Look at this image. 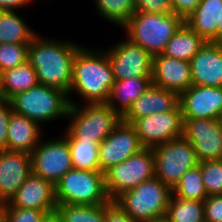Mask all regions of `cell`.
<instances>
[{"label": "cell", "mask_w": 222, "mask_h": 222, "mask_svg": "<svg viewBox=\"0 0 222 222\" xmlns=\"http://www.w3.org/2000/svg\"><path fill=\"white\" fill-rule=\"evenodd\" d=\"M136 12L170 14L173 13L171 0H134Z\"/></svg>", "instance_id": "35"}, {"label": "cell", "mask_w": 222, "mask_h": 222, "mask_svg": "<svg viewBox=\"0 0 222 222\" xmlns=\"http://www.w3.org/2000/svg\"><path fill=\"white\" fill-rule=\"evenodd\" d=\"M0 207L31 208L47 213L56 210L55 185L31 173L9 202Z\"/></svg>", "instance_id": "16"}, {"label": "cell", "mask_w": 222, "mask_h": 222, "mask_svg": "<svg viewBox=\"0 0 222 222\" xmlns=\"http://www.w3.org/2000/svg\"><path fill=\"white\" fill-rule=\"evenodd\" d=\"M115 79L107 52L81 46L73 61L69 95L77 92L86 104L106 103Z\"/></svg>", "instance_id": "2"}, {"label": "cell", "mask_w": 222, "mask_h": 222, "mask_svg": "<svg viewBox=\"0 0 222 222\" xmlns=\"http://www.w3.org/2000/svg\"><path fill=\"white\" fill-rule=\"evenodd\" d=\"M57 204L100 205L111 203L102 171L71 169L55 184Z\"/></svg>", "instance_id": "7"}, {"label": "cell", "mask_w": 222, "mask_h": 222, "mask_svg": "<svg viewBox=\"0 0 222 222\" xmlns=\"http://www.w3.org/2000/svg\"><path fill=\"white\" fill-rule=\"evenodd\" d=\"M151 84V78L115 80L110 89L106 104L122 118L131 108L133 102L136 101Z\"/></svg>", "instance_id": "23"}, {"label": "cell", "mask_w": 222, "mask_h": 222, "mask_svg": "<svg viewBox=\"0 0 222 222\" xmlns=\"http://www.w3.org/2000/svg\"><path fill=\"white\" fill-rule=\"evenodd\" d=\"M99 14L109 22L123 27L136 12L134 0H95Z\"/></svg>", "instance_id": "31"}, {"label": "cell", "mask_w": 222, "mask_h": 222, "mask_svg": "<svg viewBox=\"0 0 222 222\" xmlns=\"http://www.w3.org/2000/svg\"><path fill=\"white\" fill-rule=\"evenodd\" d=\"M105 186L114 201L124 191L155 177V157L152 148L144 147L125 161L104 172Z\"/></svg>", "instance_id": "8"}, {"label": "cell", "mask_w": 222, "mask_h": 222, "mask_svg": "<svg viewBox=\"0 0 222 222\" xmlns=\"http://www.w3.org/2000/svg\"><path fill=\"white\" fill-rule=\"evenodd\" d=\"M0 222H7L6 219L2 216L1 213H0Z\"/></svg>", "instance_id": "44"}, {"label": "cell", "mask_w": 222, "mask_h": 222, "mask_svg": "<svg viewBox=\"0 0 222 222\" xmlns=\"http://www.w3.org/2000/svg\"><path fill=\"white\" fill-rule=\"evenodd\" d=\"M183 24L184 20L174 12H135L122 28L127 32V39L155 56L164 52L169 40Z\"/></svg>", "instance_id": "3"}, {"label": "cell", "mask_w": 222, "mask_h": 222, "mask_svg": "<svg viewBox=\"0 0 222 222\" xmlns=\"http://www.w3.org/2000/svg\"><path fill=\"white\" fill-rule=\"evenodd\" d=\"M81 46L76 42L50 40L37 34L28 47V60L36 69L39 84L70 92L73 61Z\"/></svg>", "instance_id": "1"}, {"label": "cell", "mask_w": 222, "mask_h": 222, "mask_svg": "<svg viewBox=\"0 0 222 222\" xmlns=\"http://www.w3.org/2000/svg\"><path fill=\"white\" fill-rule=\"evenodd\" d=\"M36 35L15 11H0V44L30 43Z\"/></svg>", "instance_id": "26"}, {"label": "cell", "mask_w": 222, "mask_h": 222, "mask_svg": "<svg viewBox=\"0 0 222 222\" xmlns=\"http://www.w3.org/2000/svg\"><path fill=\"white\" fill-rule=\"evenodd\" d=\"M31 173L29 153L0 151V205L10 201Z\"/></svg>", "instance_id": "17"}, {"label": "cell", "mask_w": 222, "mask_h": 222, "mask_svg": "<svg viewBox=\"0 0 222 222\" xmlns=\"http://www.w3.org/2000/svg\"><path fill=\"white\" fill-rule=\"evenodd\" d=\"M190 64L193 85L222 87V43L206 42Z\"/></svg>", "instance_id": "19"}, {"label": "cell", "mask_w": 222, "mask_h": 222, "mask_svg": "<svg viewBox=\"0 0 222 222\" xmlns=\"http://www.w3.org/2000/svg\"><path fill=\"white\" fill-rule=\"evenodd\" d=\"M30 43L0 44V74L28 60V47Z\"/></svg>", "instance_id": "33"}, {"label": "cell", "mask_w": 222, "mask_h": 222, "mask_svg": "<svg viewBox=\"0 0 222 222\" xmlns=\"http://www.w3.org/2000/svg\"><path fill=\"white\" fill-rule=\"evenodd\" d=\"M152 84L180 94L192 86L189 61L171 58L164 54L153 56Z\"/></svg>", "instance_id": "18"}, {"label": "cell", "mask_w": 222, "mask_h": 222, "mask_svg": "<svg viewBox=\"0 0 222 222\" xmlns=\"http://www.w3.org/2000/svg\"><path fill=\"white\" fill-rule=\"evenodd\" d=\"M179 105V94L151 84L150 87L133 102L131 108L122 117L127 123L152 114L173 111Z\"/></svg>", "instance_id": "20"}, {"label": "cell", "mask_w": 222, "mask_h": 222, "mask_svg": "<svg viewBox=\"0 0 222 222\" xmlns=\"http://www.w3.org/2000/svg\"><path fill=\"white\" fill-rule=\"evenodd\" d=\"M36 69L29 60L0 74V99L10 100L16 94L38 85Z\"/></svg>", "instance_id": "24"}, {"label": "cell", "mask_w": 222, "mask_h": 222, "mask_svg": "<svg viewBox=\"0 0 222 222\" xmlns=\"http://www.w3.org/2000/svg\"><path fill=\"white\" fill-rule=\"evenodd\" d=\"M201 0H171L173 12L185 20L197 7Z\"/></svg>", "instance_id": "39"}, {"label": "cell", "mask_w": 222, "mask_h": 222, "mask_svg": "<svg viewBox=\"0 0 222 222\" xmlns=\"http://www.w3.org/2000/svg\"><path fill=\"white\" fill-rule=\"evenodd\" d=\"M222 0H201L184 23L206 42L217 43V26H221Z\"/></svg>", "instance_id": "22"}, {"label": "cell", "mask_w": 222, "mask_h": 222, "mask_svg": "<svg viewBox=\"0 0 222 222\" xmlns=\"http://www.w3.org/2000/svg\"><path fill=\"white\" fill-rule=\"evenodd\" d=\"M205 43L206 41L201 36L184 23L169 40L162 54L190 62Z\"/></svg>", "instance_id": "25"}, {"label": "cell", "mask_w": 222, "mask_h": 222, "mask_svg": "<svg viewBox=\"0 0 222 222\" xmlns=\"http://www.w3.org/2000/svg\"><path fill=\"white\" fill-rule=\"evenodd\" d=\"M182 118L222 119V87L190 86L179 94Z\"/></svg>", "instance_id": "15"}, {"label": "cell", "mask_w": 222, "mask_h": 222, "mask_svg": "<svg viewBox=\"0 0 222 222\" xmlns=\"http://www.w3.org/2000/svg\"><path fill=\"white\" fill-rule=\"evenodd\" d=\"M12 111L10 100L0 99V151L7 147V131Z\"/></svg>", "instance_id": "37"}, {"label": "cell", "mask_w": 222, "mask_h": 222, "mask_svg": "<svg viewBox=\"0 0 222 222\" xmlns=\"http://www.w3.org/2000/svg\"><path fill=\"white\" fill-rule=\"evenodd\" d=\"M74 169L100 171L99 143L87 140H68Z\"/></svg>", "instance_id": "27"}, {"label": "cell", "mask_w": 222, "mask_h": 222, "mask_svg": "<svg viewBox=\"0 0 222 222\" xmlns=\"http://www.w3.org/2000/svg\"><path fill=\"white\" fill-rule=\"evenodd\" d=\"M172 194L184 200L204 201L206 193L199 165L189 169L173 187Z\"/></svg>", "instance_id": "29"}, {"label": "cell", "mask_w": 222, "mask_h": 222, "mask_svg": "<svg viewBox=\"0 0 222 222\" xmlns=\"http://www.w3.org/2000/svg\"><path fill=\"white\" fill-rule=\"evenodd\" d=\"M143 148L134 126L121 119L113 131L99 144L100 171L105 172Z\"/></svg>", "instance_id": "14"}, {"label": "cell", "mask_w": 222, "mask_h": 222, "mask_svg": "<svg viewBox=\"0 0 222 222\" xmlns=\"http://www.w3.org/2000/svg\"><path fill=\"white\" fill-rule=\"evenodd\" d=\"M172 189L153 177L124 191L114 202L135 222L166 216Z\"/></svg>", "instance_id": "4"}, {"label": "cell", "mask_w": 222, "mask_h": 222, "mask_svg": "<svg viewBox=\"0 0 222 222\" xmlns=\"http://www.w3.org/2000/svg\"><path fill=\"white\" fill-rule=\"evenodd\" d=\"M183 137L200 162L222 159V119L183 118Z\"/></svg>", "instance_id": "12"}, {"label": "cell", "mask_w": 222, "mask_h": 222, "mask_svg": "<svg viewBox=\"0 0 222 222\" xmlns=\"http://www.w3.org/2000/svg\"><path fill=\"white\" fill-rule=\"evenodd\" d=\"M132 125L140 143L146 148H153L183 136V118L179 105L170 112L139 118Z\"/></svg>", "instance_id": "13"}, {"label": "cell", "mask_w": 222, "mask_h": 222, "mask_svg": "<svg viewBox=\"0 0 222 222\" xmlns=\"http://www.w3.org/2000/svg\"><path fill=\"white\" fill-rule=\"evenodd\" d=\"M203 205L205 222H222V195L208 196Z\"/></svg>", "instance_id": "36"}, {"label": "cell", "mask_w": 222, "mask_h": 222, "mask_svg": "<svg viewBox=\"0 0 222 222\" xmlns=\"http://www.w3.org/2000/svg\"><path fill=\"white\" fill-rule=\"evenodd\" d=\"M149 222H170L169 219L166 216L156 218L154 220H151Z\"/></svg>", "instance_id": "43"}, {"label": "cell", "mask_w": 222, "mask_h": 222, "mask_svg": "<svg viewBox=\"0 0 222 222\" xmlns=\"http://www.w3.org/2000/svg\"><path fill=\"white\" fill-rule=\"evenodd\" d=\"M198 165L207 195H222V159L207 160Z\"/></svg>", "instance_id": "32"}, {"label": "cell", "mask_w": 222, "mask_h": 222, "mask_svg": "<svg viewBox=\"0 0 222 222\" xmlns=\"http://www.w3.org/2000/svg\"><path fill=\"white\" fill-rule=\"evenodd\" d=\"M217 43H222V17L221 26H217Z\"/></svg>", "instance_id": "42"}, {"label": "cell", "mask_w": 222, "mask_h": 222, "mask_svg": "<svg viewBox=\"0 0 222 222\" xmlns=\"http://www.w3.org/2000/svg\"><path fill=\"white\" fill-rule=\"evenodd\" d=\"M42 222H63V221L58 211L54 210L53 212L47 213L43 218Z\"/></svg>", "instance_id": "41"}, {"label": "cell", "mask_w": 222, "mask_h": 222, "mask_svg": "<svg viewBox=\"0 0 222 222\" xmlns=\"http://www.w3.org/2000/svg\"><path fill=\"white\" fill-rule=\"evenodd\" d=\"M41 125L12 111L7 131L6 150L31 154L42 138Z\"/></svg>", "instance_id": "21"}, {"label": "cell", "mask_w": 222, "mask_h": 222, "mask_svg": "<svg viewBox=\"0 0 222 222\" xmlns=\"http://www.w3.org/2000/svg\"><path fill=\"white\" fill-rule=\"evenodd\" d=\"M152 149L155 157V177L171 189L189 169L199 164L195 149L183 136Z\"/></svg>", "instance_id": "9"}, {"label": "cell", "mask_w": 222, "mask_h": 222, "mask_svg": "<svg viewBox=\"0 0 222 222\" xmlns=\"http://www.w3.org/2000/svg\"><path fill=\"white\" fill-rule=\"evenodd\" d=\"M33 0H0V11H16L20 7H25Z\"/></svg>", "instance_id": "40"}, {"label": "cell", "mask_w": 222, "mask_h": 222, "mask_svg": "<svg viewBox=\"0 0 222 222\" xmlns=\"http://www.w3.org/2000/svg\"><path fill=\"white\" fill-rule=\"evenodd\" d=\"M105 222H135L114 201L105 204Z\"/></svg>", "instance_id": "38"}, {"label": "cell", "mask_w": 222, "mask_h": 222, "mask_svg": "<svg viewBox=\"0 0 222 222\" xmlns=\"http://www.w3.org/2000/svg\"><path fill=\"white\" fill-rule=\"evenodd\" d=\"M0 213L7 222H42L47 214L46 211L19 207H0Z\"/></svg>", "instance_id": "34"}, {"label": "cell", "mask_w": 222, "mask_h": 222, "mask_svg": "<svg viewBox=\"0 0 222 222\" xmlns=\"http://www.w3.org/2000/svg\"><path fill=\"white\" fill-rule=\"evenodd\" d=\"M166 217L170 222H205L203 201L184 200L171 194Z\"/></svg>", "instance_id": "28"}, {"label": "cell", "mask_w": 222, "mask_h": 222, "mask_svg": "<svg viewBox=\"0 0 222 222\" xmlns=\"http://www.w3.org/2000/svg\"><path fill=\"white\" fill-rule=\"evenodd\" d=\"M63 222H105V204H57Z\"/></svg>", "instance_id": "30"}, {"label": "cell", "mask_w": 222, "mask_h": 222, "mask_svg": "<svg viewBox=\"0 0 222 222\" xmlns=\"http://www.w3.org/2000/svg\"><path fill=\"white\" fill-rule=\"evenodd\" d=\"M70 98L64 90L38 84L10 99L14 112L36 123L67 118Z\"/></svg>", "instance_id": "6"}, {"label": "cell", "mask_w": 222, "mask_h": 222, "mask_svg": "<svg viewBox=\"0 0 222 222\" xmlns=\"http://www.w3.org/2000/svg\"><path fill=\"white\" fill-rule=\"evenodd\" d=\"M115 80L151 78L153 56L129 39L106 50Z\"/></svg>", "instance_id": "11"}, {"label": "cell", "mask_w": 222, "mask_h": 222, "mask_svg": "<svg viewBox=\"0 0 222 222\" xmlns=\"http://www.w3.org/2000/svg\"><path fill=\"white\" fill-rule=\"evenodd\" d=\"M30 155L32 173L54 185L69 170L73 169L66 136L40 142Z\"/></svg>", "instance_id": "10"}, {"label": "cell", "mask_w": 222, "mask_h": 222, "mask_svg": "<svg viewBox=\"0 0 222 222\" xmlns=\"http://www.w3.org/2000/svg\"><path fill=\"white\" fill-rule=\"evenodd\" d=\"M67 118L70 124L65 136L68 140H87L101 143L121 121V117L106 103L85 104L82 107L72 98Z\"/></svg>", "instance_id": "5"}]
</instances>
